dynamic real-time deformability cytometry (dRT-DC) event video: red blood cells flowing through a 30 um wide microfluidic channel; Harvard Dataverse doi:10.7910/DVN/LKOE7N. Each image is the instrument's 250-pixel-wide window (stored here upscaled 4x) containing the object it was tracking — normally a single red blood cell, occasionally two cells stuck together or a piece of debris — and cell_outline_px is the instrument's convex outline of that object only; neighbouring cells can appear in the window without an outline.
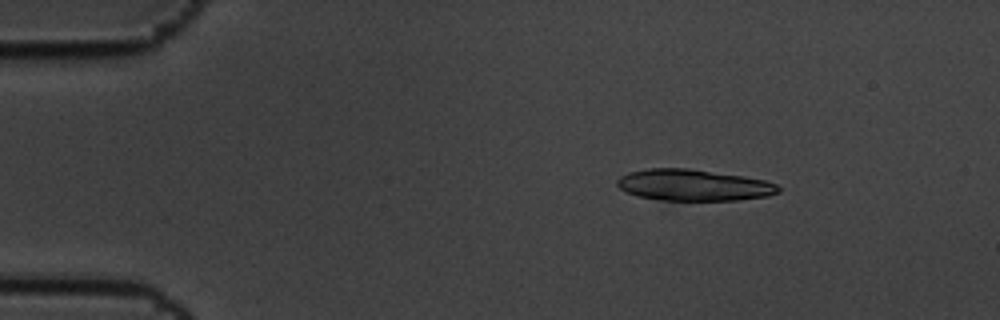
{"species": "common noctule bat (a hibernating species)", "species_latin": "Nyctalus noctula", "temperature_condition": "cold", "stored_images_in_passage": 3, "camera_frame_rate_fps": 3000, "um_per_image_px": 0.085, "animal": {"sex": "male", "body_mass_g": 19.5, "forearm_length_mm": 54.6}, "frame": {"image": 1, "passage_image": 1, "time_ms": 0.0, "image_size_px": [1000, 320], "cell_outline_px": [[780, 192], [768, 196], [736, 200], [656, 200], [640, 196], [628, 192], [620, 188], [616, 184], [616, 180], [620, 176], [628, 172], [648, 168], [688, 168], [740, 176], [764, 180], [776, 184], [780, 188]], "centroid_in_image_um": [58.92, 15.73], "position_along_channel_um": 26.1, "area_um2": 29.3}}